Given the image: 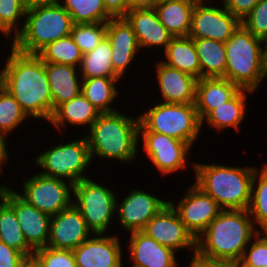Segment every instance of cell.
<instances>
[{
  "instance_id": "603a6c76",
  "label": "cell",
  "mask_w": 267,
  "mask_h": 267,
  "mask_svg": "<svg viewBox=\"0 0 267 267\" xmlns=\"http://www.w3.org/2000/svg\"><path fill=\"white\" fill-rule=\"evenodd\" d=\"M241 89L224 77L200 78L195 107L202 122L214 109L232 99Z\"/></svg>"
},
{
  "instance_id": "e575fe53",
  "label": "cell",
  "mask_w": 267,
  "mask_h": 267,
  "mask_svg": "<svg viewBox=\"0 0 267 267\" xmlns=\"http://www.w3.org/2000/svg\"><path fill=\"white\" fill-rule=\"evenodd\" d=\"M43 62L67 64L80 67L83 53L71 36L48 44L37 54Z\"/></svg>"
},
{
  "instance_id": "4dcf8cb0",
  "label": "cell",
  "mask_w": 267,
  "mask_h": 267,
  "mask_svg": "<svg viewBox=\"0 0 267 267\" xmlns=\"http://www.w3.org/2000/svg\"><path fill=\"white\" fill-rule=\"evenodd\" d=\"M0 242L21 252L28 260L34 255L24 239L14 207L4 197L0 199Z\"/></svg>"
},
{
  "instance_id": "277c9868",
  "label": "cell",
  "mask_w": 267,
  "mask_h": 267,
  "mask_svg": "<svg viewBox=\"0 0 267 267\" xmlns=\"http://www.w3.org/2000/svg\"><path fill=\"white\" fill-rule=\"evenodd\" d=\"M190 161L195 172L194 184L211 196L223 210H248L256 166L234 167Z\"/></svg>"
},
{
  "instance_id": "83f0119b",
  "label": "cell",
  "mask_w": 267,
  "mask_h": 267,
  "mask_svg": "<svg viewBox=\"0 0 267 267\" xmlns=\"http://www.w3.org/2000/svg\"><path fill=\"white\" fill-rule=\"evenodd\" d=\"M247 93L253 95L254 92L241 89L232 99L214 109L202 121V125L206 122L209 127L218 130V132L227 128H234V130L239 131L240 124L246 116Z\"/></svg>"
},
{
  "instance_id": "1f68e13d",
  "label": "cell",
  "mask_w": 267,
  "mask_h": 267,
  "mask_svg": "<svg viewBox=\"0 0 267 267\" xmlns=\"http://www.w3.org/2000/svg\"><path fill=\"white\" fill-rule=\"evenodd\" d=\"M112 48L107 36L90 52L83 54L79 67L80 77L90 79L96 77H119L113 69Z\"/></svg>"
},
{
  "instance_id": "c3c4849f",
  "label": "cell",
  "mask_w": 267,
  "mask_h": 267,
  "mask_svg": "<svg viewBox=\"0 0 267 267\" xmlns=\"http://www.w3.org/2000/svg\"><path fill=\"white\" fill-rule=\"evenodd\" d=\"M60 0H22L23 5L28 9L39 5H51L59 3Z\"/></svg>"
},
{
  "instance_id": "9c48e42d",
  "label": "cell",
  "mask_w": 267,
  "mask_h": 267,
  "mask_svg": "<svg viewBox=\"0 0 267 267\" xmlns=\"http://www.w3.org/2000/svg\"><path fill=\"white\" fill-rule=\"evenodd\" d=\"M85 178L73 186V204L93 234H106L116 216L117 195L109 186Z\"/></svg>"
},
{
  "instance_id": "f907efd6",
  "label": "cell",
  "mask_w": 267,
  "mask_h": 267,
  "mask_svg": "<svg viewBox=\"0 0 267 267\" xmlns=\"http://www.w3.org/2000/svg\"><path fill=\"white\" fill-rule=\"evenodd\" d=\"M8 187V182L4 185H0V199H2L5 189Z\"/></svg>"
},
{
  "instance_id": "8992f818",
  "label": "cell",
  "mask_w": 267,
  "mask_h": 267,
  "mask_svg": "<svg viewBox=\"0 0 267 267\" xmlns=\"http://www.w3.org/2000/svg\"><path fill=\"white\" fill-rule=\"evenodd\" d=\"M73 25L60 3L28 8L22 29L11 37V46L21 53L38 54L53 41L70 36Z\"/></svg>"
},
{
  "instance_id": "f6af8a7d",
  "label": "cell",
  "mask_w": 267,
  "mask_h": 267,
  "mask_svg": "<svg viewBox=\"0 0 267 267\" xmlns=\"http://www.w3.org/2000/svg\"><path fill=\"white\" fill-rule=\"evenodd\" d=\"M106 11L113 17H124L129 11L128 0H103Z\"/></svg>"
},
{
  "instance_id": "816d5d0a",
  "label": "cell",
  "mask_w": 267,
  "mask_h": 267,
  "mask_svg": "<svg viewBox=\"0 0 267 267\" xmlns=\"http://www.w3.org/2000/svg\"><path fill=\"white\" fill-rule=\"evenodd\" d=\"M25 267H37V266L31 260H29L25 265Z\"/></svg>"
},
{
  "instance_id": "4316f807",
  "label": "cell",
  "mask_w": 267,
  "mask_h": 267,
  "mask_svg": "<svg viewBox=\"0 0 267 267\" xmlns=\"http://www.w3.org/2000/svg\"><path fill=\"white\" fill-rule=\"evenodd\" d=\"M166 60L161 61L197 79L201 78V67L194 41L190 36L173 37L164 51Z\"/></svg>"
},
{
  "instance_id": "836d02e7",
  "label": "cell",
  "mask_w": 267,
  "mask_h": 267,
  "mask_svg": "<svg viewBox=\"0 0 267 267\" xmlns=\"http://www.w3.org/2000/svg\"><path fill=\"white\" fill-rule=\"evenodd\" d=\"M73 24L107 23L113 17L106 11L103 0H60Z\"/></svg>"
},
{
  "instance_id": "b9f144b4",
  "label": "cell",
  "mask_w": 267,
  "mask_h": 267,
  "mask_svg": "<svg viewBox=\"0 0 267 267\" xmlns=\"http://www.w3.org/2000/svg\"><path fill=\"white\" fill-rule=\"evenodd\" d=\"M28 261L21 252L0 242V267H25Z\"/></svg>"
},
{
  "instance_id": "7dc6e473",
  "label": "cell",
  "mask_w": 267,
  "mask_h": 267,
  "mask_svg": "<svg viewBox=\"0 0 267 267\" xmlns=\"http://www.w3.org/2000/svg\"><path fill=\"white\" fill-rule=\"evenodd\" d=\"M157 0H128V8L130 10L135 9H151L156 6Z\"/></svg>"
},
{
  "instance_id": "3957f363",
  "label": "cell",
  "mask_w": 267,
  "mask_h": 267,
  "mask_svg": "<svg viewBox=\"0 0 267 267\" xmlns=\"http://www.w3.org/2000/svg\"><path fill=\"white\" fill-rule=\"evenodd\" d=\"M87 134L92 162L98 157L129 164L140 153L139 116L128 117L118 111L101 113Z\"/></svg>"
},
{
  "instance_id": "8fae6325",
  "label": "cell",
  "mask_w": 267,
  "mask_h": 267,
  "mask_svg": "<svg viewBox=\"0 0 267 267\" xmlns=\"http://www.w3.org/2000/svg\"><path fill=\"white\" fill-rule=\"evenodd\" d=\"M142 138L141 142L140 139ZM139 142L147 159L163 176L185 170L191 147L183 141L162 133L139 131Z\"/></svg>"
},
{
  "instance_id": "5b68a950",
  "label": "cell",
  "mask_w": 267,
  "mask_h": 267,
  "mask_svg": "<svg viewBox=\"0 0 267 267\" xmlns=\"http://www.w3.org/2000/svg\"><path fill=\"white\" fill-rule=\"evenodd\" d=\"M226 49L225 78L240 89L256 92L267 78L262 39L240 25L224 43Z\"/></svg>"
},
{
  "instance_id": "2e32d148",
  "label": "cell",
  "mask_w": 267,
  "mask_h": 267,
  "mask_svg": "<svg viewBox=\"0 0 267 267\" xmlns=\"http://www.w3.org/2000/svg\"><path fill=\"white\" fill-rule=\"evenodd\" d=\"M3 197L14 207L27 244L33 250L46 247L49 239L51 216L27 203L11 186L5 189Z\"/></svg>"
},
{
  "instance_id": "ac0fdd59",
  "label": "cell",
  "mask_w": 267,
  "mask_h": 267,
  "mask_svg": "<svg viewBox=\"0 0 267 267\" xmlns=\"http://www.w3.org/2000/svg\"><path fill=\"white\" fill-rule=\"evenodd\" d=\"M91 234L81 212L72 204L51 216L47 247L73 251Z\"/></svg>"
},
{
  "instance_id": "9a60e30c",
  "label": "cell",
  "mask_w": 267,
  "mask_h": 267,
  "mask_svg": "<svg viewBox=\"0 0 267 267\" xmlns=\"http://www.w3.org/2000/svg\"><path fill=\"white\" fill-rule=\"evenodd\" d=\"M121 202V203H119ZM169 201L162 200L143 189H132L121 201L116 199V217L120 226L128 231H142Z\"/></svg>"
},
{
  "instance_id": "60d3db41",
  "label": "cell",
  "mask_w": 267,
  "mask_h": 267,
  "mask_svg": "<svg viewBox=\"0 0 267 267\" xmlns=\"http://www.w3.org/2000/svg\"><path fill=\"white\" fill-rule=\"evenodd\" d=\"M241 25L255 37L263 39L267 35V0H260L241 20Z\"/></svg>"
},
{
  "instance_id": "bcb514c9",
  "label": "cell",
  "mask_w": 267,
  "mask_h": 267,
  "mask_svg": "<svg viewBox=\"0 0 267 267\" xmlns=\"http://www.w3.org/2000/svg\"><path fill=\"white\" fill-rule=\"evenodd\" d=\"M7 136L0 132V176L1 173L5 172L3 171V168L5 167V164L7 165L9 160V152H8V146H7Z\"/></svg>"
},
{
  "instance_id": "ba28073f",
  "label": "cell",
  "mask_w": 267,
  "mask_h": 267,
  "mask_svg": "<svg viewBox=\"0 0 267 267\" xmlns=\"http://www.w3.org/2000/svg\"><path fill=\"white\" fill-rule=\"evenodd\" d=\"M44 151L33 159L35 166L42 170L40 174L61 178L72 184L88 178L86 169L92 164V159L86 135L69 143H58Z\"/></svg>"
},
{
  "instance_id": "7a4b0ae2",
  "label": "cell",
  "mask_w": 267,
  "mask_h": 267,
  "mask_svg": "<svg viewBox=\"0 0 267 267\" xmlns=\"http://www.w3.org/2000/svg\"><path fill=\"white\" fill-rule=\"evenodd\" d=\"M257 233L248 210H222L196 239V253L237 264Z\"/></svg>"
},
{
  "instance_id": "8d00e7d4",
  "label": "cell",
  "mask_w": 267,
  "mask_h": 267,
  "mask_svg": "<svg viewBox=\"0 0 267 267\" xmlns=\"http://www.w3.org/2000/svg\"><path fill=\"white\" fill-rule=\"evenodd\" d=\"M26 11L22 0H0V33L4 38L15 37L22 29Z\"/></svg>"
},
{
  "instance_id": "d590c367",
  "label": "cell",
  "mask_w": 267,
  "mask_h": 267,
  "mask_svg": "<svg viewBox=\"0 0 267 267\" xmlns=\"http://www.w3.org/2000/svg\"><path fill=\"white\" fill-rule=\"evenodd\" d=\"M28 118L16 99L0 85V132L8 137Z\"/></svg>"
},
{
  "instance_id": "d4e9b609",
  "label": "cell",
  "mask_w": 267,
  "mask_h": 267,
  "mask_svg": "<svg viewBox=\"0 0 267 267\" xmlns=\"http://www.w3.org/2000/svg\"><path fill=\"white\" fill-rule=\"evenodd\" d=\"M100 114L101 112L81 92L70 101L59 105L54 110L49 123L59 130L67 127V123L73 127H78L79 125V127H83L86 125L90 129Z\"/></svg>"
},
{
  "instance_id": "74e56055",
  "label": "cell",
  "mask_w": 267,
  "mask_h": 267,
  "mask_svg": "<svg viewBox=\"0 0 267 267\" xmlns=\"http://www.w3.org/2000/svg\"><path fill=\"white\" fill-rule=\"evenodd\" d=\"M70 36L81 52L86 54L106 36V23L74 24Z\"/></svg>"
},
{
  "instance_id": "30bf717a",
  "label": "cell",
  "mask_w": 267,
  "mask_h": 267,
  "mask_svg": "<svg viewBox=\"0 0 267 267\" xmlns=\"http://www.w3.org/2000/svg\"><path fill=\"white\" fill-rule=\"evenodd\" d=\"M22 181L23 192L17 194L41 212L54 216L73 204L74 184L67 180L35 173Z\"/></svg>"
},
{
  "instance_id": "d6a6232c",
  "label": "cell",
  "mask_w": 267,
  "mask_h": 267,
  "mask_svg": "<svg viewBox=\"0 0 267 267\" xmlns=\"http://www.w3.org/2000/svg\"><path fill=\"white\" fill-rule=\"evenodd\" d=\"M248 212L258 232H267V163L255 169ZM260 226V228L256 227ZM260 229V230H259Z\"/></svg>"
},
{
  "instance_id": "d6986e66",
  "label": "cell",
  "mask_w": 267,
  "mask_h": 267,
  "mask_svg": "<svg viewBox=\"0 0 267 267\" xmlns=\"http://www.w3.org/2000/svg\"><path fill=\"white\" fill-rule=\"evenodd\" d=\"M106 36L112 48V66L114 72L122 78L136 61L141 51L132 26L124 17L112 18L106 23ZM136 57V58H135Z\"/></svg>"
},
{
  "instance_id": "f546056e",
  "label": "cell",
  "mask_w": 267,
  "mask_h": 267,
  "mask_svg": "<svg viewBox=\"0 0 267 267\" xmlns=\"http://www.w3.org/2000/svg\"><path fill=\"white\" fill-rule=\"evenodd\" d=\"M119 80L120 77L82 79L81 92L101 113L116 112L117 109L113 108L112 103L120 94L116 88Z\"/></svg>"
},
{
  "instance_id": "4fadbf2b",
  "label": "cell",
  "mask_w": 267,
  "mask_h": 267,
  "mask_svg": "<svg viewBox=\"0 0 267 267\" xmlns=\"http://www.w3.org/2000/svg\"><path fill=\"white\" fill-rule=\"evenodd\" d=\"M178 203L169 201L178 213L187 230L197 239L223 210L209 195L205 194L194 183Z\"/></svg>"
},
{
  "instance_id": "6da1fadb",
  "label": "cell",
  "mask_w": 267,
  "mask_h": 267,
  "mask_svg": "<svg viewBox=\"0 0 267 267\" xmlns=\"http://www.w3.org/2000/svg\"><path fill=\"white\" fill-rule=\"evenodd\" d=\"M0 70V85L20 104L29 118L50 121L53 102L44 62L37 54H25L10 46Z\"/></svg>"
},
{
  "instance_id": "484cf974",
  "label": "cell",
  "mask_w": 267,
  "mask_h": 267,
  "mask_svg": "<svg viewBox=\"0 0 267 267\" xmlns=\"http://www.w3.org/2000/svg\"><path fill=\"white\" fill-rule=\"evenodd\" d=\"M197 0H163L154 7L159 21L174 36H189Z\"/></svg>"
},
{
  "instance_id": "e0dca14e",
  "label": "cell",
  "mask_w": 267,
  "mask_h": 267,
  "mask_svg": "<svg viewBox=\"0 0 267 267\" xmlns=\"http://www.w3.org/2000/svg\"><path fill=\"white\" fill-rule=\"evenodd\" d=\"M93 236L73 250L77 267H123L125 257L119 235Z\"/></svg>"
},
{
  "instance_id": "5bb4252c",
  "label": "cell",
  "mask_w": 267,
  "mask_h": 267,
  "mask_svg": "<svg viewBox=\"0 0 267 267\" xmlns=\"http://www.w3.org/2000/svg\"><path fill=\"white\" fill-rule=\"evenodd\" d=\"M142 232L175 252L181 249L196 252V239L187 230L170 203L149 220Z\"/></svg>"
},
{
  "instance_id": "52a82bcc",
  "label": "cell",
  "mask_w": 267,
  "mask_h": 267,
  "mask_svg": "<svg viewBox=\"0 0 267 267\" xmlns=\"http://www.w3.org/2000/svg\"><path fill=\"white\" fill-rule=\"evenodd\" d=\"M195 103L159 102L139 115V131L162 133L186 142L191 148L202 132Z\"/></svg>"
},
{
  "instance_id": "f35d334b",
  "label": "cell",
  "mask_w": 267,
  "mask_h": 267,
  "mask_svg": "<svg viewBox=\"0 0 267 267\" xmlns=\"http://www.w3.org/2000/svg\"><path fill=\"white\" fill-rule=\"evenodd\" d=\"M31 261L37 267H77L73 251L47 246L34 250Z\"/></svg>"
},
{
  "instance_id": "ab89813d",
  "label": "cell",
  "mask_w": 267,
  "mask_h": 267,
  "mask_svg": "<svg viewBox=\"0 0 267 267\" xmlns=\"http://www.w3.org/2000/svg\"><path fill=\"white\" fill-rule=\"evenodd\" d=\"M237 267H267V232H258L251 239Z\"/></svg>"
},
{
  "instance_id": "44dd1931",
  "label": "cell",
  "mask_w": 267,
  "mask_h": 267,
  "mask_svg": "<svg viewBox=\"0 0 267 267\" xmlns=\"http://www.w3.org/2000/svg\"><path fill=\"white\" fill-rule=\"evenodd\" d=\"M156 79L162 102L175 104H193L196 99L198 79L176 68L164 64L161 60L155 65Z\"/></svg>"
},
{
  "instance_id": "cb8c5ba5",
  "label": "cell",
  "mask_w": 267,
  "mask_h": 267,
  "mask_svg": "<svg viewBox=\"0 0 267 267\" xmlns=\"http://www.w3.org/2000/svg\"><path fill=\"white\" fill-rule=\"evenodd\" d=\"M44 65L50 84L54 112L59 105L81 93L82 78L79 77L78 67L48 62H44Z\"/></svg>"
},
{
  "instance_id": "ee69618b",
  "label": "cell",
  "mask_w": 267,
  "mask_h": 267,
  "mask_svg": "<svg viewBox=\"0 0 267 267\" xmlns=\"http://www.w3.org/2000/svg\"><path fill=\"white\" fill-rule=\"evenodd\" d=\"M191 261L187 267H237V264L228 260H213L192 252Z\"/></svg>"
},
{
  "instance_id": "681fc988",
  "label": "cell",
  "mask_w": 267,
  "mask_h": 267,
  "mask_svg": "<svg viewBox=\"0 0 267 267\" xmlns=\"http://www.w3.org/2000/svg\"><path fill=\"white\" fill-rule=\"evenodd\" d=\"M263 58L267 66V35L262 39Z\"/></svg>"
},
{
  "instance_id": "7402d4cb",
  "label": "cell",
  "mask_w": 267,
  "mask_h": 267,
  "mask_svg": "<svg viewBox=\"0 0 267 267\" xmlns=\"http://www.w3.org/2000/svg\"><path fill=\"white\" fill-rule=\"evenodd\" d=\"M124 18L132 26L141 50L161 47L165 51L174 37L159 21L154 8L130 10Z\"/></svg>"
},
{
  "instance_id": "ffe728a7",
  "label": "cell",
  "mask_w": 267,
  "mask_h": 267,
  "mask_svg": "<svg viewBox=\"0 0 267 267\" xmlns=\"http://www.w3.org/2000/svg\"><path fill=\"white\" fill-rule=\"evenodd\" d=\"M129 236L130 267H179L173 249L162 246L142 231L131 232Z\"/></svg>"
},
{
  "instance_id": "7bdbcfd3",
  "label": "cell",
  "mask_w": 267,
  "mask_h": 267,
  "mask_svg": "<svg viewBox=\"0 0 267 267\" xmlns=\"http://www.w3.org/2000/svg\"><path fill=\"white\" fill-rule=\"evenodd\" d=\"M260 0H221L225 8L240 21L245 18Z\"/></svg>"
},
{
  "instance_id": "7c38bea8",
  "label": "cell",
  "mask_w": 267,
  "mask_h": 267,
  "mask_svg": "<svg viewBox=\"0 0 267 267\" xmlns=\"http://www.w3.org/2000/svg\"><path fill=\"white\" fill-rule=\"evenodd\" d=\"M222 6H212L210 1H197L189 36L192 39L207 38L225 43L241 25V21Z\"/></svg>"
},
{
  "instance_id": "f1b7e54d",
  "label": "cell",
  "mask_w": 267,
  "mask_h": 267,
  "mask_svg": "<svg viewBox=\"0 0 267 267\" xmlns=\"http://www.w3.org/2000/svg\"><path fill=\"white\" fill-rule=\"evenodd\" d=\"M201 67V78L224 77L226 49L223 42L213 39H193Z\"/></svg>"
}]
</instances>
